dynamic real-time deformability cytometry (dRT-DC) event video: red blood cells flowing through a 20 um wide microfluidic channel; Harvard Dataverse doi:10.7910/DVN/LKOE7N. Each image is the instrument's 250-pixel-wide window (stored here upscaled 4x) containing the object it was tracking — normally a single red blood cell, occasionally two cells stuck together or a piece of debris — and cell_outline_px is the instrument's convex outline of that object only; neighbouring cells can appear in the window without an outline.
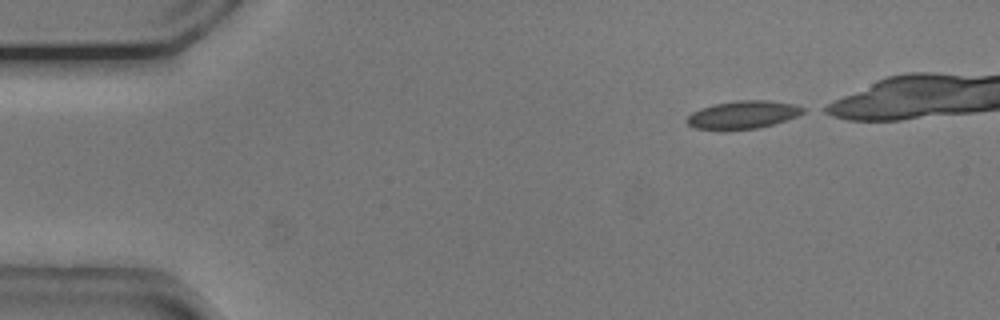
{"species": "common noctule bat (a hibernating species)", "species_latin": "Nyctalus noctula", "temperature_condition": "cold", "stored_images_in_passage": 38, "camera_frame_rate_fps": 3000, "um_per_image_px": 0.085, "animal": {"sex": "male", "body_mass_g": 20.5, "forearm_length_mm": 52.5}, "frame": {"image": 1, "passage_image": 1, "time_ms": 0.0, "image_size_px": [1000, 320], "cell_outline_px": [[808, 108], [804, 112], [796, 116], [760, 128], [724, 132], [696, 128], [688, 124], [684, 120], [692, 112], [700, 108], [716, 104], [736, 100], [764, 100], [796, 104]], "centroid_in_image_um": [63.12, 9.78], "position_along_channel_um": 21.9, "area_um2": 19.36}}
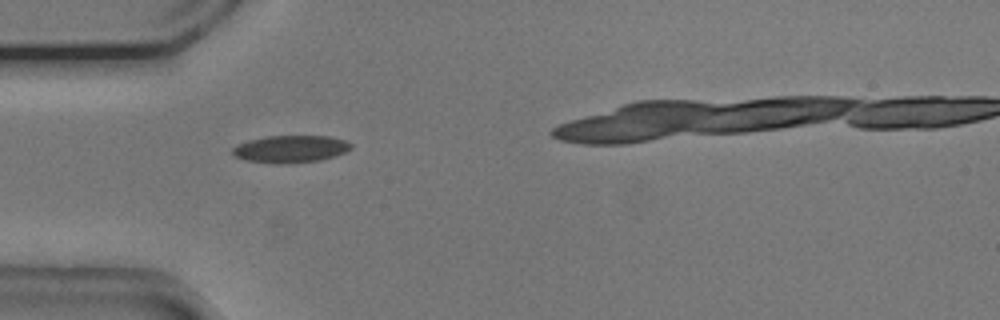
{"frame": {"image": 2, "passage_image": 10, "time_ms": 3.0, "image_size_px": [1000, 320], "cell_outline_px": [[352, 148], [336, 156], [320, 160], [292, 164], [272, 164], [248, 160], [236, 156], [232, 152], [232, 148], [236, 144], [248, 140], [268, 136], [328, 136], [344, 140], [352, 144]], "centroid_in_image_um": [24.7, 12.67], "position_along_channel_um": 60.3, "area_um2": 18.96}}
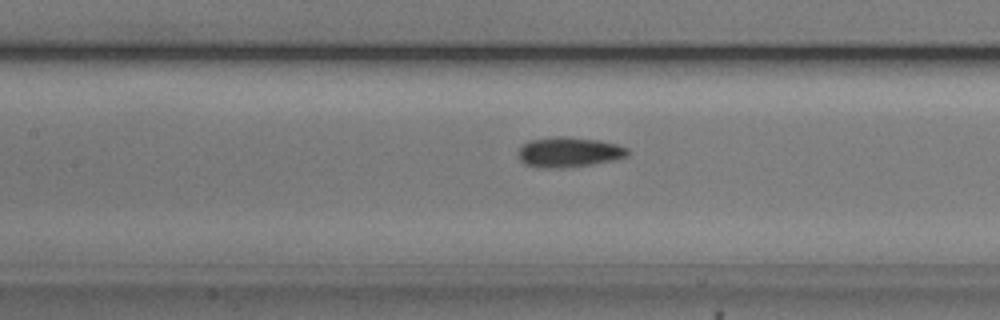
{"frame": {"image": 3, "passage_image": 18, "time_ms": 5.667, "image_size_px": [1000, 320], "cell_outline_px": [[628, 156], [612, 160], [592, 164], [564, 168], [536, 168], [524, 164], [520, 160], [520, 148], [524, 144], [532, 140], [556, 136], [564, 136], [600, 140], [616, 144], [628, 148]], "centroid_in_image_um": [48.36, 12.94], "position_along_channel_um": 159.0, "area_um2": 19.13}}